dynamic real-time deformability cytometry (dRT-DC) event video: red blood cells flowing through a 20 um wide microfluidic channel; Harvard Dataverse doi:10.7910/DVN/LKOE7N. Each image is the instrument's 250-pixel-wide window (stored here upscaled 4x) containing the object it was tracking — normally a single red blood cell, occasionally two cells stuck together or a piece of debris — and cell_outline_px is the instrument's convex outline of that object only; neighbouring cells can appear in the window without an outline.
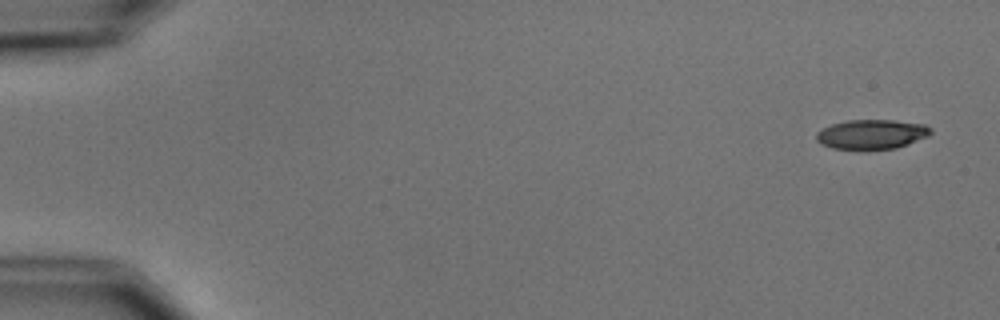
{"species": "common noctule bat (a hibernating species)", "species_latin": "Nyctalus noctula", "temperature_condition": "cold", "stored_images_in_passage": 5, "camera_frame_rate_fps": 3000, "um_per_image_px": 0.085, "animal": {"sex": "male", "body_mass_g": 15.6}, "frame": {"image": 1, "passage_image": 1, "time_ms": 0.0, "image_size_px": [1000, 320], "cell_outline_px": [[932, 132], [928, 136], [908, 144], [896, 148], [868, 152], [832, 148], [820, 144], [816, 140], [816, 132], [832, 124], [848, 120], [892, 120], [924, 124], [932, 128]], "centroid_in_image_um": [74.08, 11.45], "position_along_channel_um": 10.9, "area_um2": 20.35}}
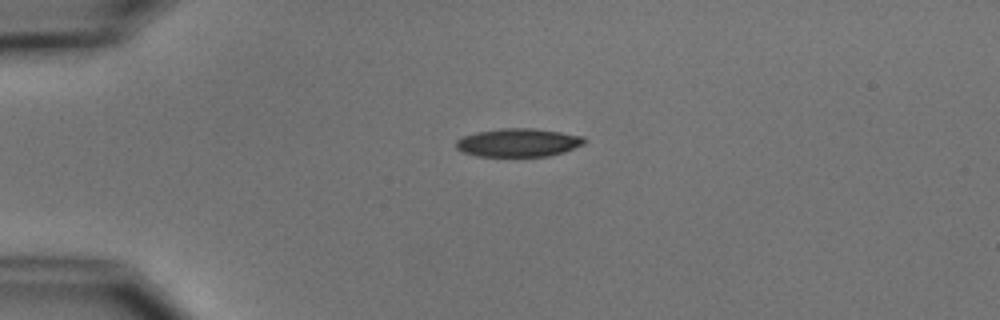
{"frame": {"image": 2, "passage_image": 4, "time_ms": 3.667, "image_size_px": [1000, 320], "cell_outline_px": [[588, 140], [584, 144], [564, 152], [548, 156], [476, 156], [464, 152], [456, 148], [456, 140], [464, 136], [476, 132], [500, 128], [536, 128], [584, 136]], "centroid_in_image_um": [44.09, 12.11], "position_along_channel_um": 40.9, "area_um2": 21.27}}